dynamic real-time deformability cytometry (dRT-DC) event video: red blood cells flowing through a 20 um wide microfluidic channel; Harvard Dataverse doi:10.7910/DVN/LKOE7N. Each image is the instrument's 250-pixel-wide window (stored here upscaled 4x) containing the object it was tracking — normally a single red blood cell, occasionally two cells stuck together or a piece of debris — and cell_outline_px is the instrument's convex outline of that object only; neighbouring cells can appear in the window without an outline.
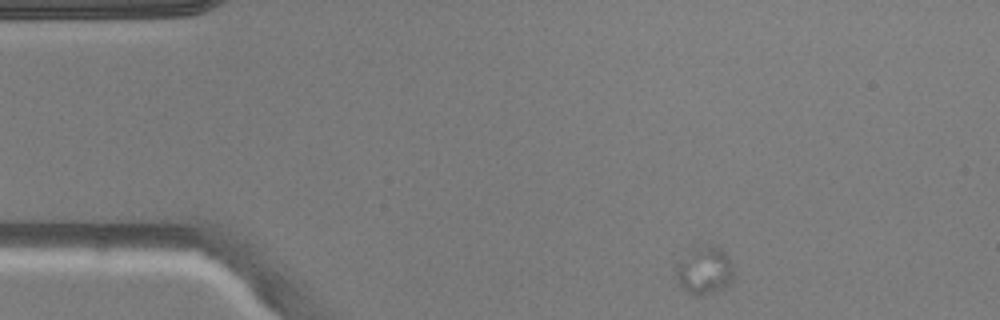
{"species": "common noctule bat (a hibernating species)", "species_latin": "Nyctalus noctula", "temperature_condition": "warm", "stored_images_in_passage": 4, "camera_frame_rate_fps": 3000, "um_per_image_px": 0.085, "animal": {"sex": "male", "body_mass_g": 20.5, "forearm_length_mm": 52.5}, "frame": {"image": 1, "passage_image": 1, "time_ms": 0.0, "image_size_px": [1000, 320], "cell_outline_px": [[732, 280], [728, 288], [700, 296], [692, 296], [680, 284], [676, 276], [676, 260], [692, 244], [720, 244], [728, 256], [732, 268]], "centroid_in_image_um": [59.85, 22.9], "position_along_channel_um": 25.2, "area_um2": 17.11}}
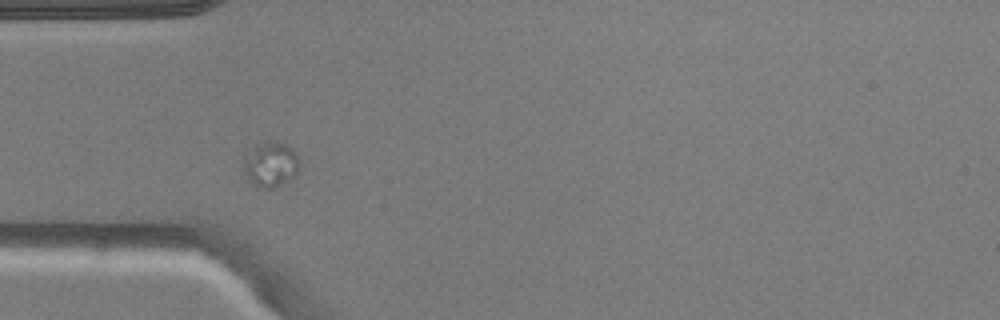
{"frame": {"image": 2, "passage_image": 3, "time_ms": 2.667, "image_size_px": [1000, 320], "cell_outline_px": [[300, 164], [296, 172], [292, 176], [280, 184], [272, 188], [264, 188], [252, 184], [244, 172], [244, 160], [264, 140], [272, 140], [288, 144], [296, 152]], "centroid_in_image_um": [23.04, 13.95], "position_along_channel_um": 62.0, "area_um2": 14.22}}